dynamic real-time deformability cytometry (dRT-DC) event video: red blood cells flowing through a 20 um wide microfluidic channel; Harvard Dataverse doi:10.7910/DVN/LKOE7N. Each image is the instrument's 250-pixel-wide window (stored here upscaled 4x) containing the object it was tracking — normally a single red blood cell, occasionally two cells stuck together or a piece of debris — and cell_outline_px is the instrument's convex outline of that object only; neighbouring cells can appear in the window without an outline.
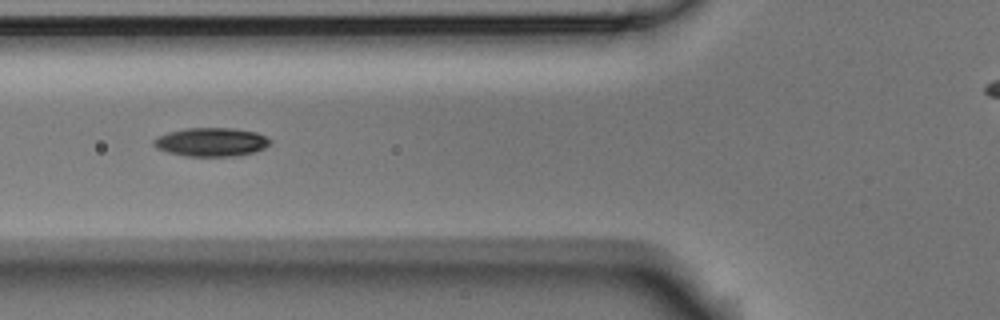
{"species": "Egyptian fruit bat (a non-hibernating species)", "species_latin": "Rousettus aegyptiacus", "temperature_condition": "room temperature", "stored_images_in_passage": 5, "camera_frame_rate_fps": 3000, "um_per_image_px": 0.085, "animal": {"sex": "male"}, "frame": {"image": 1, "passage_image": 3, "time_ms": 0.667, "image_size_px": [1000, 320], "cell_outline_px": [[272, 140], [264, 148], [252, 152], [232, 156], [184, 156], [168, 152], [156, 148], [152, 144], [152, 140], [168, 132], [188, 128], [232, 128], [256, 132]], "centroid_in_image_um": [17.92, 12.07], "position_along_channel_um": 107.9, "area_um2": 19.25}}
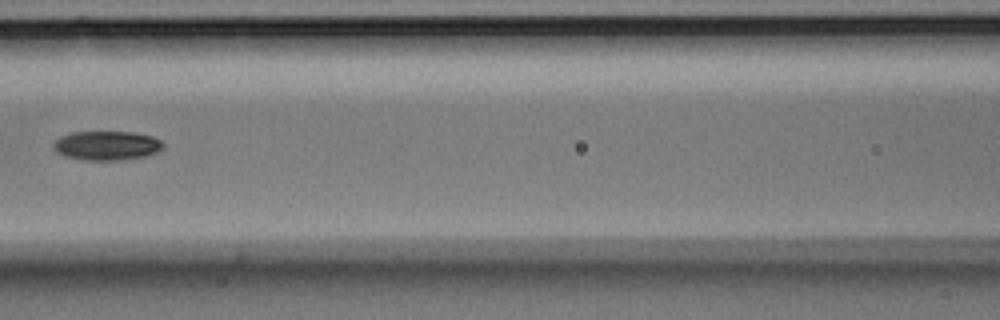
{"frame": {"image": 2, "passage_image": 4, "time_ms": 1.0, "image_size_px": [1000, 320], "cell_outline_px": [[164, 144], [156, 152], [144, 156], [120, 160], [84, 160], [64, 156], [56, 152], [52, 148], [52, 144], [60, 136], [72, 132], [132, 132], [152, 136], [160, 140]], "centroid_in_image_um": [9.01, 12.37], "position_along_channel_um": 157.6, "area_um2": 18.61}}
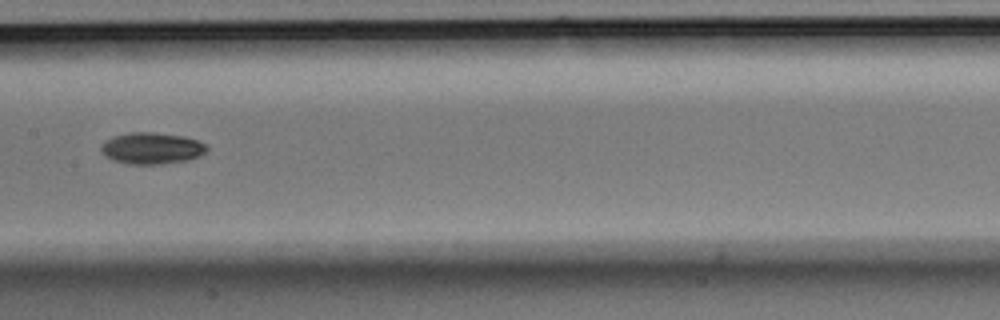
{"frame": {"image": 3, "passage_image": 5, "time_ms": 1.333, "image_size_px": [1000, 320], "cell_outline_px": [[208, 148], [200, 156], [188, 160], [160, 164], [128, 164], [112, 160], [104, 156], [100, 152], [100, 148], [112, 136], [128, 132], [152, 132], [184, 136], [196, 140], [204, 144]], "centroid_in_image_um": [12.87, 12.6], "position_along_channel_um": 194.5, "area_um2": 19.42}}